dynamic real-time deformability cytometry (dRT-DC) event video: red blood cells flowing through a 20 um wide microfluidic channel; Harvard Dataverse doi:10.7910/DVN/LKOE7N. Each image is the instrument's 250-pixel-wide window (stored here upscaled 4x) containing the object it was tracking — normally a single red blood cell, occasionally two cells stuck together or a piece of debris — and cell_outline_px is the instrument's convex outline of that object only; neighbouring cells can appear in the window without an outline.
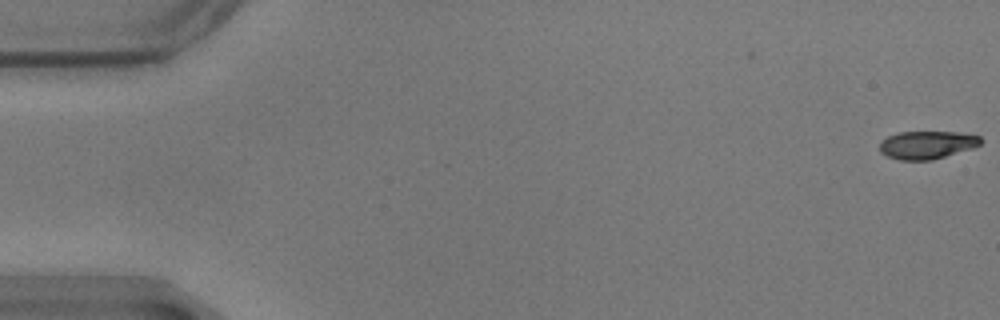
{"species": "common noctule bat (a hibernating species)", "species_latin": "Nyctalus noctula", "temperature_condition": "warm", "stored_images_in_passage": 2, "camera_frame_rate_fps": 3000, "um_per_image_px": 0.085, "animal": {"sex": "male", "body_mass_g": 17.9}, "frame": {"image": 1, "passage_image": 2, "time_ms": 0.333, "image_size_px": [1000, 320], "cell_outline_px": [[984, 140], [980, 144], [972, 148], [932, 160], [900, 160], [888, 156], [880, 152], [880, 140], [888, 136], [900, 132], [956, 132], [980, 136]], "centroid_in_image_um": [78.79, 12.31], "position_along_channel_um": 6.2, "area_um2": 16.42}}